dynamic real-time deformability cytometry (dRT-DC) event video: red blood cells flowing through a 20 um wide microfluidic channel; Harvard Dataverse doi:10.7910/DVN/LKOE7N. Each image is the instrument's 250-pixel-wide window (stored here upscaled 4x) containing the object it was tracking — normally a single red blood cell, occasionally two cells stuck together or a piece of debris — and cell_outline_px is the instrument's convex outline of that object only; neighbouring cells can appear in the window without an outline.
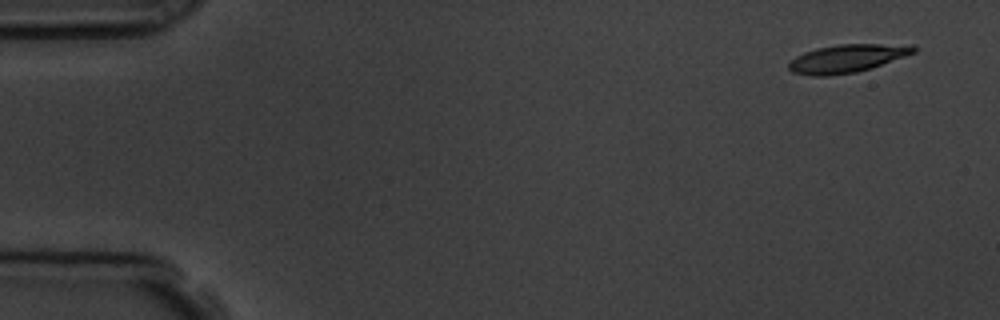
{"species": "common noctule bat (a hibernating species)", "species_latin": "Nyctalus noctula", "temperature_condition": "room temperature", "stored_images_in_passage": 14, "camera_frame_rate_fps": 3000, "um_per_image_px": 0.085, "animal": {"sex": "male", "body_mass_g": 19.5, "forearm_length_mm": 54.6}, "frame": {"image": 1, "passage_image": 3, "time_ms": 0.667, "image_size_px": [1000, 320], "cell_outline_px": [[908, 52], [876, 64], [864, 68], [840, 72], [812, 72], [832, 48], [888, 48]], "centroid_in_image_um": [72.65, 4.99], "position_along_channel_um": 12.3, "area_um2": 10.52}}